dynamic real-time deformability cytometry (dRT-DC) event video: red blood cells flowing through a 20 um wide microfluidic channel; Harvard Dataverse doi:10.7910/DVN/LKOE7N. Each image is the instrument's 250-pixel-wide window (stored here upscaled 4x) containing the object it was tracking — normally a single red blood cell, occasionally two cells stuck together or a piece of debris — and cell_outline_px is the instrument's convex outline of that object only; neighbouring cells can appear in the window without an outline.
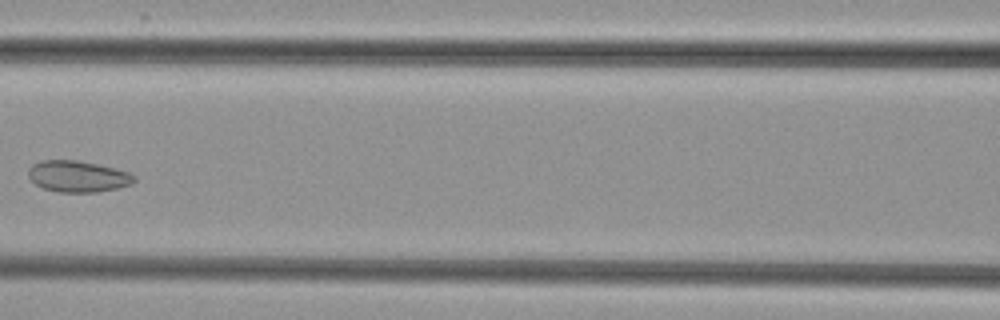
{"species": "common noctule bat (a hibernating species)", "species_latin": "Nyctalus noctula", "temperature_condition": "cold", "stored_images_in_passage": 6, "camera_frame_rate_fps": 3000, "um_per_image_px": 0.085, "animal": {"sex": "female", "body_mass_g": 29.2, "forearm_length_mm": 56.3}, "frame": {"image": 1, "passage_image": 5, "time_ms": 4.667, "image_size_px": [1000, 320], "cell_outline_px": [[136, 180], [132, 184], [116, 188], [96, 192], [56, 192], [44, 188], [36, 184], [28, 176], [28, 168], [32, 164], [40, 160], [76, 160], [116, 168], [128, 172], [136, 176]], "centroid_in_image_um": [6.61, 14.99], "position_along_channel_um": 160.0, "area_um2": 19.36}}
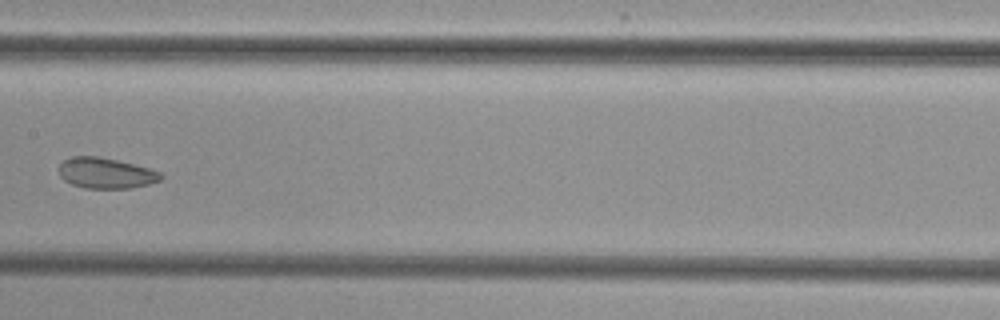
{"frame": {"image": 2, "passage_image": 6, "time_ms": 5.667, "image_size_px": [1000, 320], "cell_outline_px": [[164, 176], [160, 180], [148, 184], [132, 188], [84, 188], [72, 184], [64, 180], [60, 176], [56, 168], [64, 160], [72, 156], [100, 156], [148, 168], [160, 172]], "centroid_in_image_um": [8.95, 14.71], "position_along_channel_um": 198.4, "area_um2": 18.26}}